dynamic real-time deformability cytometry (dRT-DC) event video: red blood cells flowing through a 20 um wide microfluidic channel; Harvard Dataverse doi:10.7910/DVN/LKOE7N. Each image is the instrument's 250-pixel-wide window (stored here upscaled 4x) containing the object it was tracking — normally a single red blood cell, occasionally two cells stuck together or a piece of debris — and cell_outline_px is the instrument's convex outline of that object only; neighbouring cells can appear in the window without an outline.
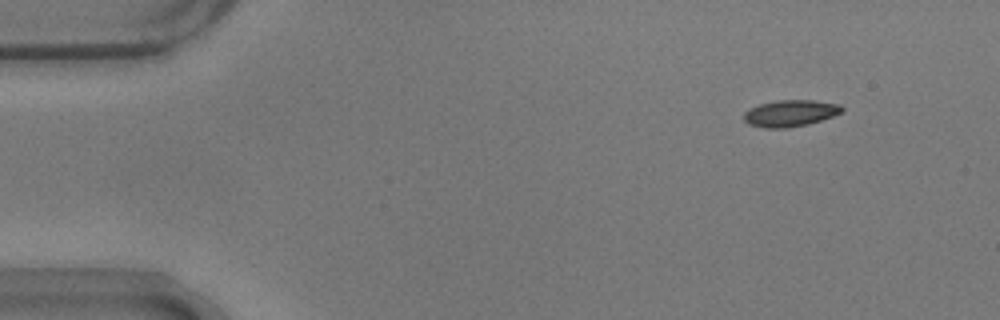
{"species": "common noctule bat (a hibernating species)", "species_latin": "Nyctalus noctula", "temperature_condition": "warm", "stored_images_in_passage": 13, "camera_frame_rate_fps": 3000, "um_per_image_px": 0.085, "animal": {"sex": "male", "body_mass_g": 17.9}, "frame": {"image": 1, "passage_image": 1, "time_ms": 0.0, "image_size_px": [1000, 320], "cell_outline_px": [[844, 112], [808, 124], [788, 128], [764, 128], [748, 124], [744, 120], [744, 112], [760, 104], [776, 100], [812, 100], [840, 104], [844, 108]], "centroid_in_image_um": [67.19, 9.63], "position_along_channel_um": 17.8, "area_um2": 15.2}}
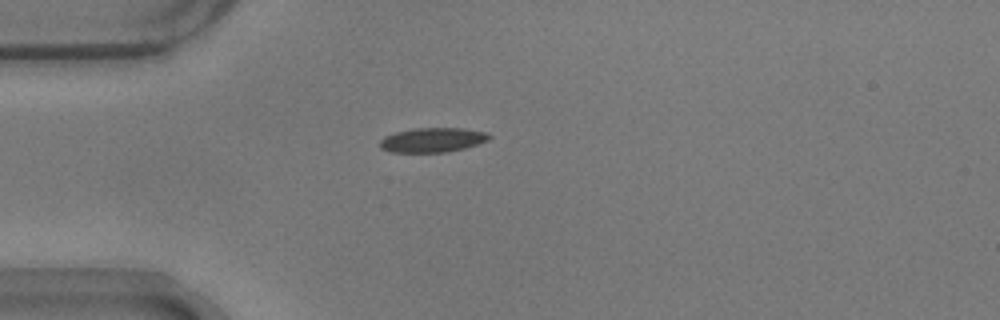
{"frame": {"image": 2, "passage_image": 10, "time_ms": 3.0, "image_size_px": [1000, 320], "cell_outline_px": [[492, 136], [488, 140], [464, 148], [448, 152], [392, 152], [380, 148], [380, 140], [384, 136], [396, 132], [416, 128], [464, 128], [488, 132]], "centroid_in_image_um": [36.78, 11.89], "position_along_channel_um": 48.2, "area_um2": 15.61}}